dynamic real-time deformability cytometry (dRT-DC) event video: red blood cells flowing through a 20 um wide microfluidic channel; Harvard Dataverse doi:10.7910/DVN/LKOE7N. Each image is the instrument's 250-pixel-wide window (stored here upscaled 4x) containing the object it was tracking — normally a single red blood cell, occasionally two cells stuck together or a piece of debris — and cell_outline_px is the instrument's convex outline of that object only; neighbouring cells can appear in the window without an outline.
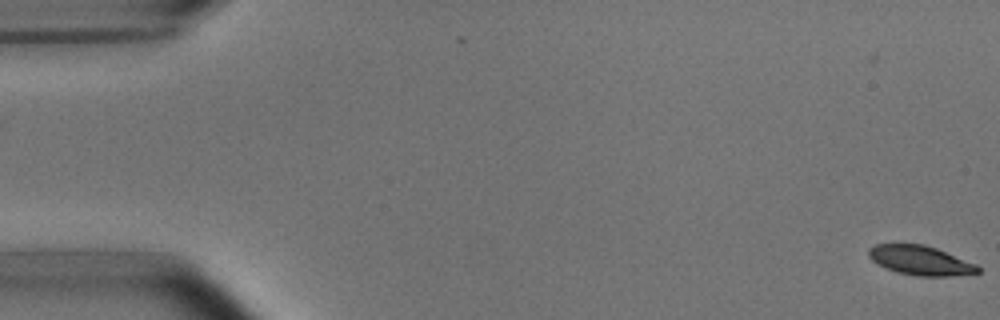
{"species": "common noctule bat (a hibernating species)", "species_latin": "Nyctalus noctula", "temperature_condition": "room temperature", "stored_images_in_passage": 2, "camera_frame_rate_fps": 3000, "um_per_image_px": 0.085, "animal": {"sex": "male", "body_mass_g": 15.6}, "frame": {"image": 1, "passage_image": 2, "time_ms": 1.0, "image_size_px": [1000, 320], "cell_outline_px": [[980, 272], [948, 276], [916, 276], [896, 272], [872, 260], [868, 256], [868, 248], [876, 244], [924, 244], [936, 248], [976, 264], [980, 268]], "centroid_in_image_um": [78.22, 22.13], "position_along_channel_um": 6.8, "area_um2": 18.5}}